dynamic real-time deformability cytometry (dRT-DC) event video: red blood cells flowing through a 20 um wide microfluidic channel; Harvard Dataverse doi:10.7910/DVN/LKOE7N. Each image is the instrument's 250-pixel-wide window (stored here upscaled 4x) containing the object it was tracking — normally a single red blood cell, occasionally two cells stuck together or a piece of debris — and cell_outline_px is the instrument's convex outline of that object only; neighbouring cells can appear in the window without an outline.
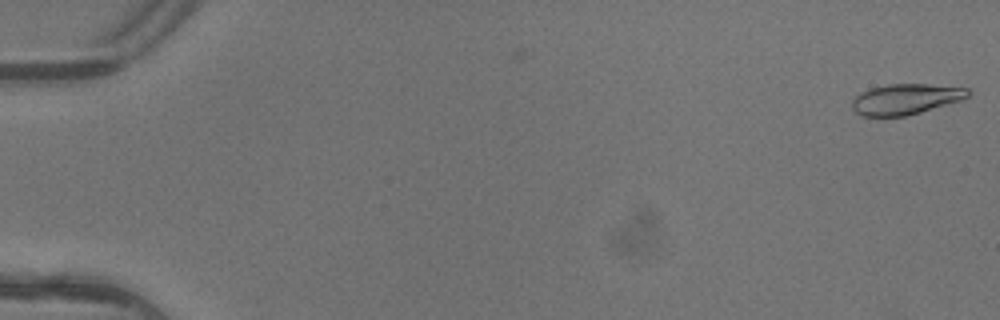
{"species": "common noctule bat (a hibernating species)", "species_latin": "Nyctalus noctula", "temperature_condition": "warm", "stored_images_in_passage": 2, "camera_frame_rate_fps": 3000, "um_per_image_px": 0.085, "animal": {"sex": "female"}, "frame": {"image": 1, "passage_image": 2, "time_ms": 0.333, "image_size_px": [1000, 320], "cell_outline_px": [[972, 92], [968, 96], [960, 100], [920, 112], [904, 116], [860, 116], [852, 108], [852, 100], [860, 92], [872, 88], [888, 84], [928, 84], [968, 88]], "centroid_in_image_um": [76.96, 8.42], "position_along_channel_um": 8.0, "area_um2": 20.52}}